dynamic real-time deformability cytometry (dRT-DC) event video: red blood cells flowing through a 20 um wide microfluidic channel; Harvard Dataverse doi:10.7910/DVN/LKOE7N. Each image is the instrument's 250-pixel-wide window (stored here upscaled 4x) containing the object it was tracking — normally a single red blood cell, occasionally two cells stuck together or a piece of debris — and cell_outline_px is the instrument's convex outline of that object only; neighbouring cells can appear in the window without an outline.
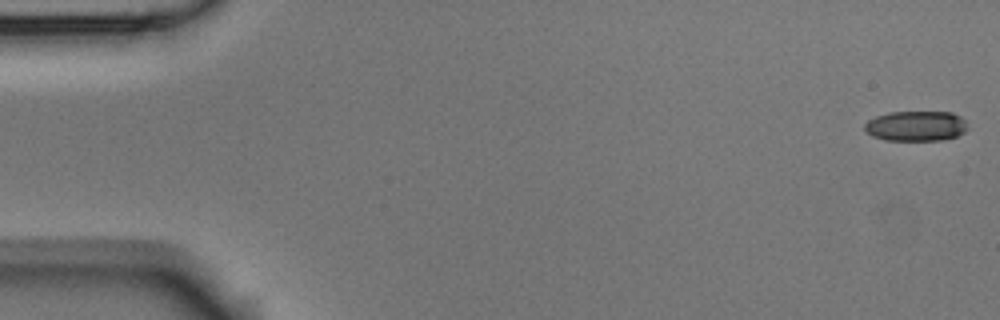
{"species": "Egyptian fruit bat (a non-hibernating species)", "species_latin": "Rousettus aegyptiacus", "temperature_condition": "room temperature", "stored_images_in_passage": 56, "camera_frame_rate_fps": 3000, "um_per_image_px": 0.085, "animal": {"sex": "male"}, "frame": {"image": 1, "passage_image": 1, "time_ms": 0.0, "image_size_px": [1000, 320], "cell_outline_px": [[968, 128], [964, 132], [956, 136], [940, 140], [888, 140], [872, 136], [864, 128], [864, 124], [868, 120], [876, 116], [888, 112], [952, 112], [960, 116], [964, 120]], "centroid_in_image_um": [77.86, 10.7], "position_along_channel_um": 7.1, "area_um2": 18.03}}
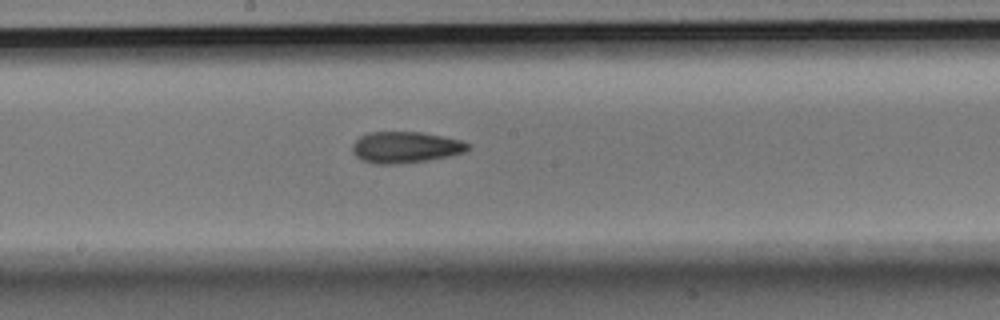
{"frame": {"image": 2, "passage_image": 30, "time_ms": 9.667, "image_size_px": [1000, 320], "cell_outline_px": [[468, 148], [464, 152], [448, 156], [428, 160], [400, 164], [372, 164], [360, 160], [352, 152], [352, 144], [360, 136], [368, 132], [420, 132], [444, 136], [460, 140], [468, 144]], "centroid_in_image_um": [34.4, 12.52], "position_along_channel_um": 213.8, "area_um2": 21.15}}
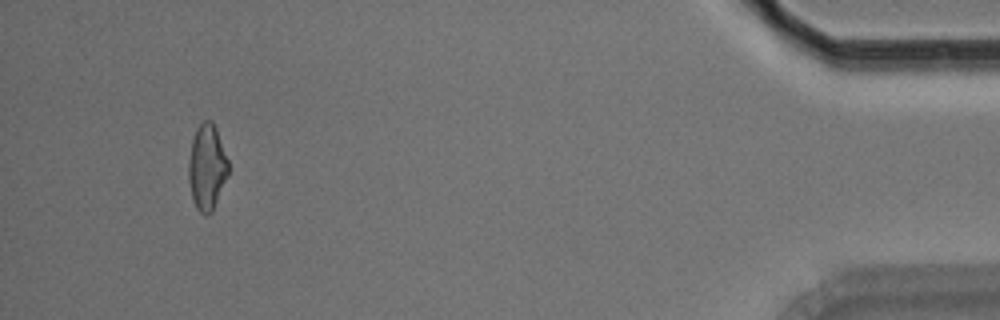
{"frame": {"image": 3, "passage_image": 53, "time_ms": 17.333, "image_size_px": [1000, 320], "cell_outline_px": [[228, 176], [212, 212], [208, 216], [204, 216], [196, 208], [192, 200], [188, 180], [188, 164], [192, 140], [196, 128], [204, 120], [212, 120], [216, 128], [228, 160]], "centroid_in_image_um": [17.58, 14.24], "position_along_channel_um": 417.6, "area_um2": 20.06}, "authors_computed_cell_mechanics": {"area_um2": 20.2878, "velocity_mm_per_s": 3.5882, "shape_relaxation_time_tau1_ms": null, "shape_relaxation_time_tau2_ms": 3.7907, "deformation_change_tau1": null, "deformation_change_tau2": 0.1182}}